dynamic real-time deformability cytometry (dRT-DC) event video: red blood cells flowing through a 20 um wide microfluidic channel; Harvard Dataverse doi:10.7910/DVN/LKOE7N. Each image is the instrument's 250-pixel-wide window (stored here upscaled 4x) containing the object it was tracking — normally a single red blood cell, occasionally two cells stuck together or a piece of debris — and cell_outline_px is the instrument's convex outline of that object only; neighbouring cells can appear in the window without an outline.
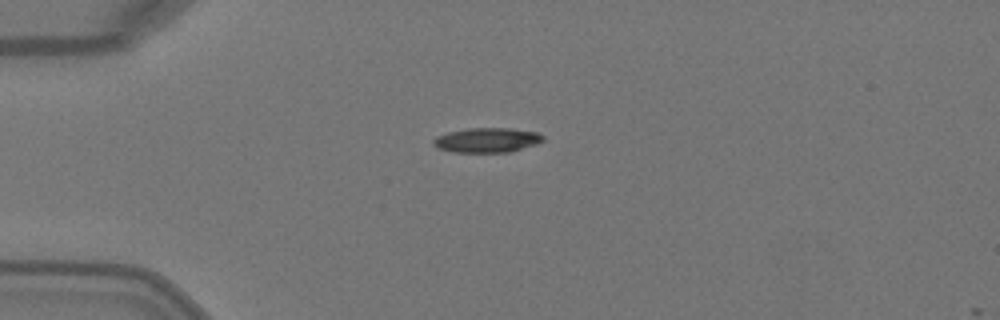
{"species": "Egyptian fruit bat (a non-hibernating species)", "species_latin": "Rousettus aegyptiacus", "temperature_condition": "warm", "stored_images_in_passage": 2, "camera_frame_rate_fps": 3000, "um_per_image_px": 0.085, "animal": {"sex": "female"}, "frame": {"image": 1, "passage_image": 2, "time_ms": 0.333, "image_size_px": [1000, 320], "cell_outline_px": [[544, 140], [536, 144], [512, 152], [456, 152], [436, 148], [432, 144], [432, 140], [436, 136], [448, 132], [468, 128], [508, 128], [536, 132], [544, 136]], "centroid_in_image_um": [41.37, 11.91], "position_along_channel_um": 43.6, "area_um2": 15.84}}